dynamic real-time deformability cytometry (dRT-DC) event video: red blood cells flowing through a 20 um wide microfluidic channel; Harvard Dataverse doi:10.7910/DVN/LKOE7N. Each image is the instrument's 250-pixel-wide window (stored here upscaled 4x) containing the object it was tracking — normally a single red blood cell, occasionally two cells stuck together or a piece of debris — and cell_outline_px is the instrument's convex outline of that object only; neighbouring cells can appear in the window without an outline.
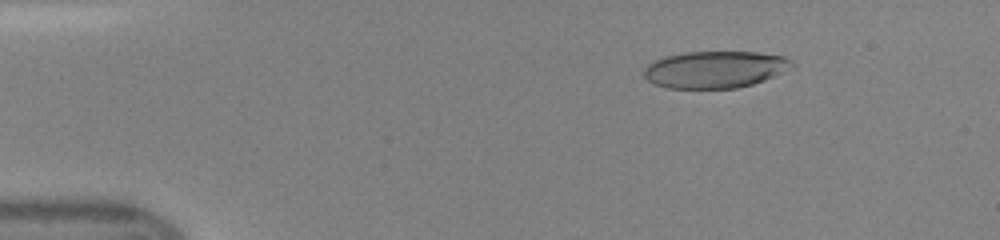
{"species": "human", "species_latin": "Homo sapiens", "temperature_condition": "room temperature", "stored_images_in_passage": 47, "camera_frame_rate_fps": 3000, "um_per_image_px": 0.085, "donor": {"sex": "female"}, "frame": {"image": 1, "passage_image": 7, "time_ms": 2.0, "image_size_px": [1000, 240], "cell_outline_px": [[796, 64], [792, 68], [764, 80], [752, 84], [736, 88], [668, 88], [656, 84], [648, 80], [644, 76], [644, 68], [648, 64], [656, 60], [668, 56], [684, 52], [756, 52], [784, 56]], "centroid_in_image_um": [60.8, 5.9], "position_along_channel_um": 24.2, "area_um2": 31.67}}
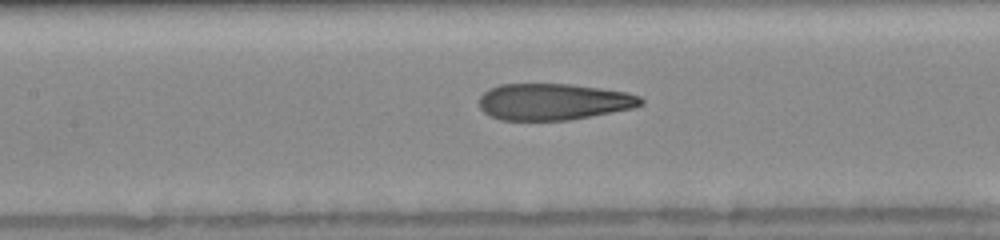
{"frame": {"image": 2, "passage_image": 22, "time_ms": 7.0, "image_size_px": [1000, 240], "cell_outline_px": [[644, 104], [632, 108], [568, 120], [500, 120], [484, 112], [480, 108], [480, 96], [488, 88], [500, 84], [568, 84], [600, 88], [628, 92], [640, 96], [644, 100]], "centroid_in_image_um": [47.04, 8.64], "position_along_channel_um": 160.4, "area_um2": 34.33}}
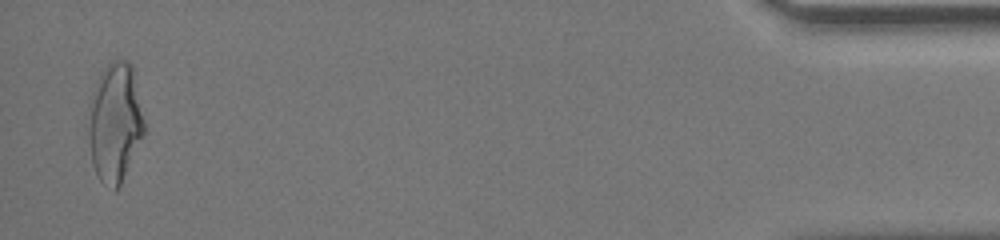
{"frame": {"image": 3, "passage_image": 46, "time_ms": 15.0, "image_size_px": [1000, 240], "cell_outline_px": [[144, 136], [120, 184], [116, 188], [100, 180], [96, 172], [92, 160], [88, 136], [88, 128], [92, 92], [100, 72], [108, 64], [116, 60], [128, 60], [132, 68], [144, 120]], "centroid_in_image_um": [9.77, 10.38], "position_along_channel_um": 425.4, "area_um2": 37.92}}